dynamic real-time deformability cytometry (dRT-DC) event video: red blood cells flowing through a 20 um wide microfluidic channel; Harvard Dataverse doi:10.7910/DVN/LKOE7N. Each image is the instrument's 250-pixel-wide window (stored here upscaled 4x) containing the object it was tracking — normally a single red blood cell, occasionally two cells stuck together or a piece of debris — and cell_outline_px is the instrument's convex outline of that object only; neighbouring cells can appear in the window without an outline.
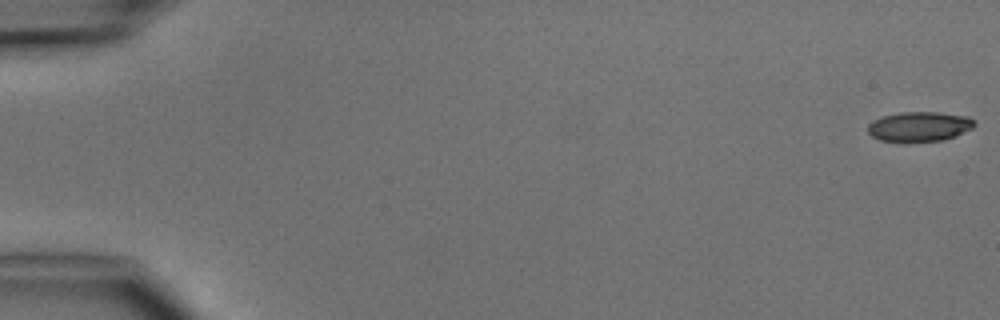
{"species": "common noctule bat (a hibernating species)", "species_latin": "Nyctalus noctula", "temperature_condition": "cold", "stored_images_in_passage": 2, "segment_of_instrument_passage": [2, 2], "camera_frame_rate_fps": 3000, "um_per_image_px": 0.085, "animal": {"sex": "male", "body_mass_g": 15.6}, "frame": {"image": 1, "passage_image": 2, "time_ms": 1.333, "image_size_px": [1000, 320], "cell_outline_px": [[976, 124], [972, 128], [956, 136], [944, 140], [880, 140], [872, 136], [868, 132], [868, 124], [872, 120], [884, 116], [900, 112], [936, 112], [968, 116], [976, 120]], "centroid_in_image_um": [78.18, 10.73], "position_along_channel_um": 6.8, "area_um2": 18.21}}